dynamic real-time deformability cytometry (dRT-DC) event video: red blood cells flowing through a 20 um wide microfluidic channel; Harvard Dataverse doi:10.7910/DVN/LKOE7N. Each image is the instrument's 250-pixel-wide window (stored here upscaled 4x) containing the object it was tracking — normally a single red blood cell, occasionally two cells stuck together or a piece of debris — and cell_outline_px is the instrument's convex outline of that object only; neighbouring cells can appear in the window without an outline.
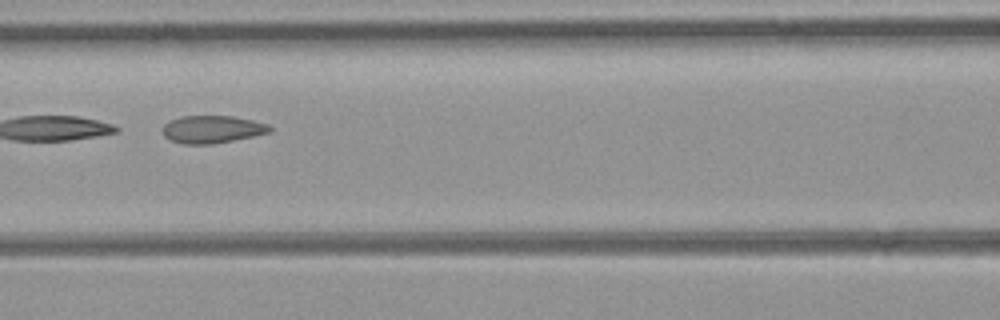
{"species": "common noctule bat (a hibernating species)", "species_latin": "Nyctalus noctula", "temperature_condition": "room temperature", "stored_images_in_passage": 31, "camera_frame_rate_fps": 3000, "um_per_image_px": 0.085, "animal": {"sex": "female", "body_mass_g": 21.9}, "frame": {"image": 1, "passage_image": 10, "time_ms": 3.0, "image_size_px": [1000, 320], "cell_outline_px": [[272, 128], [268, 132], [252, 136], [212, 144], [184, 144], [172, 140], [164, 136], [160, 128], [164, 124], [172, 120], [184, 116], [232, 116], [252, 120], [268, 124]], "centroid_in_image_um": [18.0, 10.99], "position_along_channel_um": 148.6, "area_um2": 16.99}, "authors_computed_cell_mechanics": {"area_um2": 17.2822, "velocity_mm_per_s": 4.2829, "shape_relaxation_time_tau1_ms": 6.8909, "shape_relaxation_time_tau2_ms": 2.572, "deformation_change_tau1": 0.1979, "deformation_change_tau2": 0.1044}}